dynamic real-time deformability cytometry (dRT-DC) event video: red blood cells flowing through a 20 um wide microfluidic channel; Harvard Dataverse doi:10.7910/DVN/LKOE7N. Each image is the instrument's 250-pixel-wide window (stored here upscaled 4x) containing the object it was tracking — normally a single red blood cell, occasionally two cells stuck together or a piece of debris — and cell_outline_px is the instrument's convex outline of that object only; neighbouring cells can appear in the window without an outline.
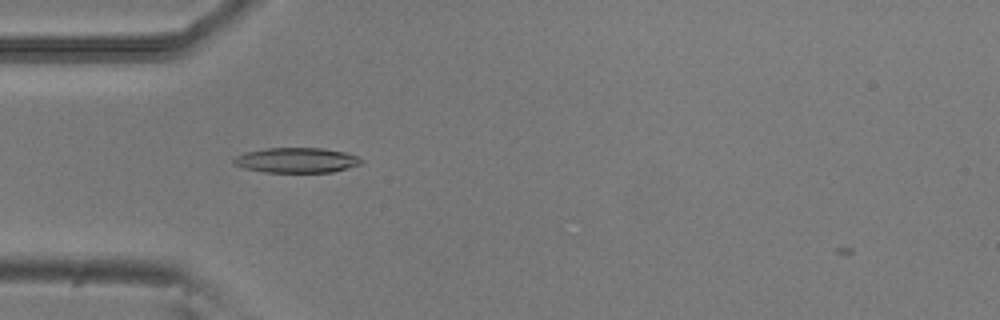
{"species": "common noctule bat (a hibernating species)", "species_latin": "Nyctalus noctula", "temperature_condition": "room temperature", "stored_images_in_passage": 19, "camera_frame_rate_fps": 3000, "um_per_image_px": 0.085, "animal": {"sex": "male", "body_mass_g": 20.5, "forearm_length_mm": 52.5}, "frame": {"image": 1, "passage_image": 3, "time_ms": 0.667, "image_size_px": [1000, 320], "cell_outline_px": [[364, 160], [360, 164], [332, 172], [264, 172], [244, 168], [232, 164], [232, 160], [236, 156], [244, 152], [264, 148], [324, 148], [344, 152], [356, 156]], "centroid_in_image_um": [25.16, 13.61], "position_along_channel_um": 59.8, "area_um2": 18.67}}
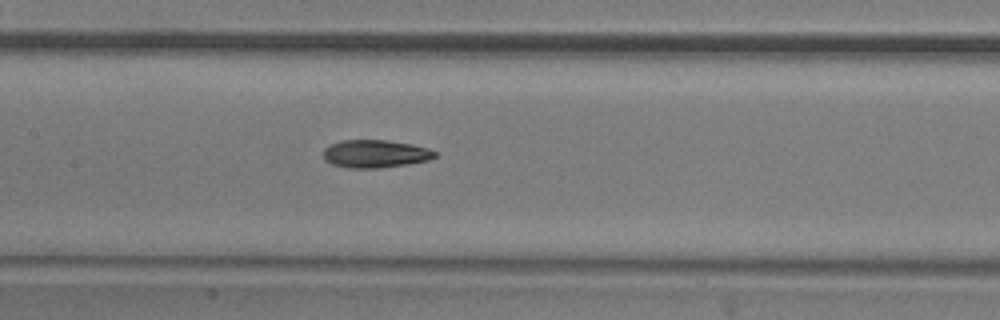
{"frame": {"image": 2, "passage_image": 12, "time_ms": 3.667, "image_size_px": [1000, 320], "cell_outline_px": [[436, 156], [428, 160], [408, 164], [380, 168], [348, 168], [332, 164], [324, 160], [324, 148], [340, 140], [388, 140], [412, 144], [428, 148], [436, 152]], "centroid_in_image_um": [31.89, 13.07], "position_along_channel_um": 175.5, "area_um2": 18.15}}
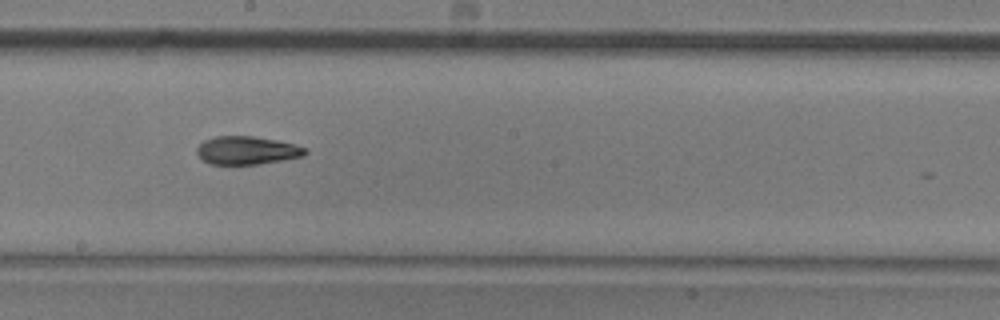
{"frame": {"image": 3, "passage_image": 16, "time_ms": 5.0, "image_size_px": [1000, 320], "cell_outline_px": [[308, 152], [304, 156], [256, 164], [208, 164], [200, 160], [196, 152], [196, 148], [204, 140], [216, 136], [252, 136], [276, 140], [308, 148]], "centroid_in_image_um": [20.94, 12.78], "position_along_channel_um": 227.3, "area_um2": 17.8}}